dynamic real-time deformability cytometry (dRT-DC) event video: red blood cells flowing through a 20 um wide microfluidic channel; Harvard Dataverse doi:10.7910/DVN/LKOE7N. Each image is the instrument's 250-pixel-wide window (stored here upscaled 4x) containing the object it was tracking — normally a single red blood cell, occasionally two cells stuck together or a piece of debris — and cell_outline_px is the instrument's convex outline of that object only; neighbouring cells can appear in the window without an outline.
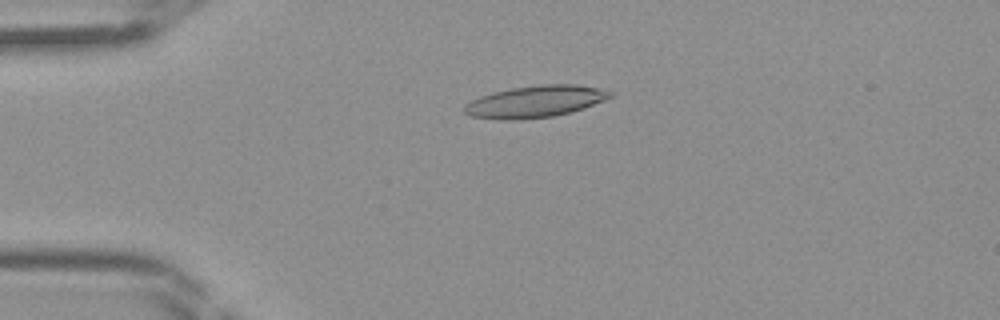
{"species": "Egyptian fruit bat (a non-hibernating species)", "species_latin": "Rousettus aegyptiacus", "temperature_condition": "room temperature", "stored_images_in_passage": 44, "camera_frame_rate_fps": 3000, "um_per_image_px": 0.085, "frame": {"image": 1, "passage_image": 10, "time_ms": 3.0, "image_size_px": [1000, 320], "cell_outline_px": [[612, 96], [604, 100], [584, 108], [572, 112], [552, 116], [516, 120], [500, 120], [472, 116], [464, 112], [464, 104], [480, 96], [492, 92], [512, 88], [540, 84], [576, 84], [600, 88], [612, 92]], "centroid_in_image_um": [45.49, 8.63], "position_along_channel_um": 39.5, "area_um2": 27.05}}
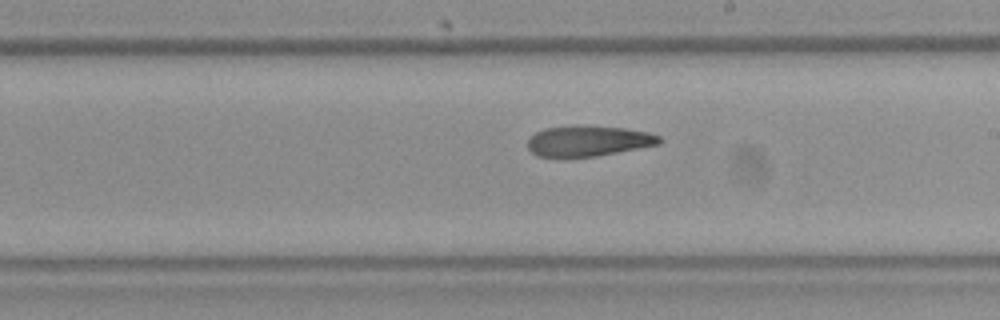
{"frame": {"image": 2, "passage_image": 25, "time_ms": 8.0, "image_size_px": [1000, 320], "cell_outline_px": [[664, 140], [660, 144], [596, 156], [564, 160], [536, 156], [528, 148], [528, 140], [536, 132], [544, 128], [624, 128], [648, 132], [660, 136]], "centroid_in_image_um": [49.98, 12.07], "position_along_channel_um": 239.0, "area_um2": 23.24}}
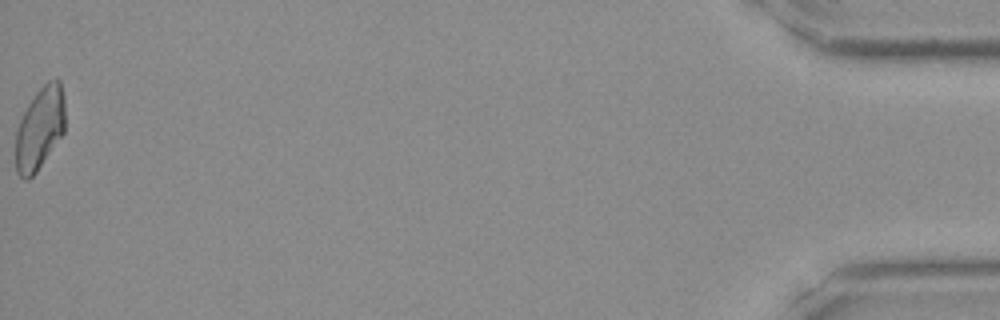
{"frame": {"image": 3, "passage_image": 44, "time_ms": 14.333, "image_size_px": [1000, 320], "cell_outline_px": [[64, 132], [36, 172], [28, 180], [24, 180], [16, 172], [16, 132], [20, 120], [28, 104], [36, 92], [48, 80], [60, 80], [64, 96]], "centroid_in_image_um": [3.38, 10.91], "position_along_channel_um": 431.8, "area_um2": 23.58}}